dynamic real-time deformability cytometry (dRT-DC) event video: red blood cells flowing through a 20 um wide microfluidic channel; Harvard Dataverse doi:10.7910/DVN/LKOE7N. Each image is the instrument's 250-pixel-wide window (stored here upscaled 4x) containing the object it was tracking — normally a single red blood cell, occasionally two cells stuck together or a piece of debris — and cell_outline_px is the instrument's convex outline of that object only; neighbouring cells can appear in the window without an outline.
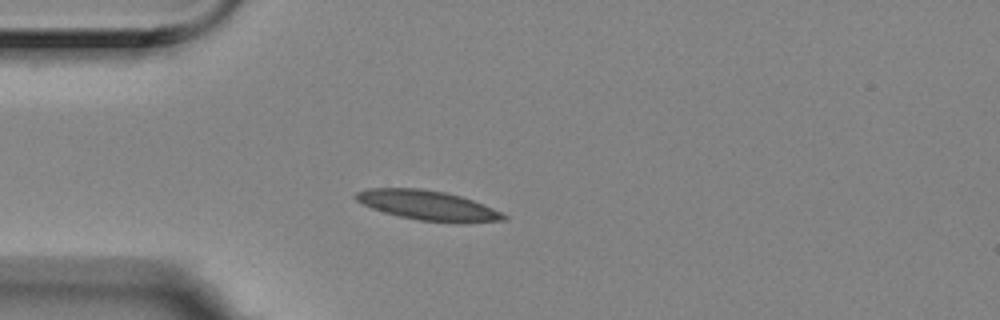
{"species": "Egyptian fruit bat (a non-hibernating species)", "species_latin": "Rousettus aegyptiacus", "temperature_condition": "room temperature", "stored_images_in_passage": 5, "camera_frame_rate_fps": 3000, "um_per_image_px": 0.085, "animal": {"sex": "female"}, "frame": {"image": 1, "passage_image": 3, "time_ms": 0.667, "image_size_px": [1000, 320], "cell_outline_px": [[508, 220], [468, 224], [464, 224], [420, 220], [400, 216], [384, 212], [372, 208], [356, 200], [352, 196], [356, 192], [368, 188], [424, 188], [444, 192], [460, 196], [484, 204], [508, 216]], "centroid_in_image_um": [36.41, 17.47], "position_along_channel_um": 48.6, "area_um2": 25.84}}
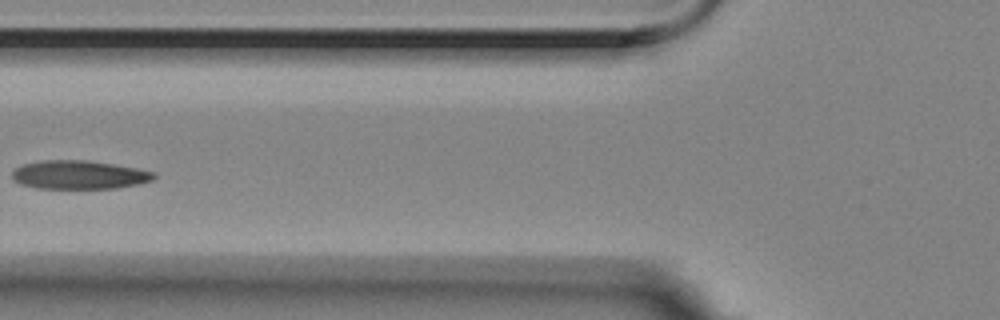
{"frame": {"image": 2, "passage_image": 5, "time_ms": 1.333, "image_size_px": [1000, 320], "cell_outline_px": [[156, 176], [152, 180], [140, 184], [116, 188], [36, 188], [20, 184], [12, 180], [12, 172], [16, 168], [24, 164], [44, 160], [88, 160], [136, 168], [156, 172]], "centroid_in_image_um": [6.73, 14.86], "position_along_channel_um": 119.1, "area_um2": 23.64}}